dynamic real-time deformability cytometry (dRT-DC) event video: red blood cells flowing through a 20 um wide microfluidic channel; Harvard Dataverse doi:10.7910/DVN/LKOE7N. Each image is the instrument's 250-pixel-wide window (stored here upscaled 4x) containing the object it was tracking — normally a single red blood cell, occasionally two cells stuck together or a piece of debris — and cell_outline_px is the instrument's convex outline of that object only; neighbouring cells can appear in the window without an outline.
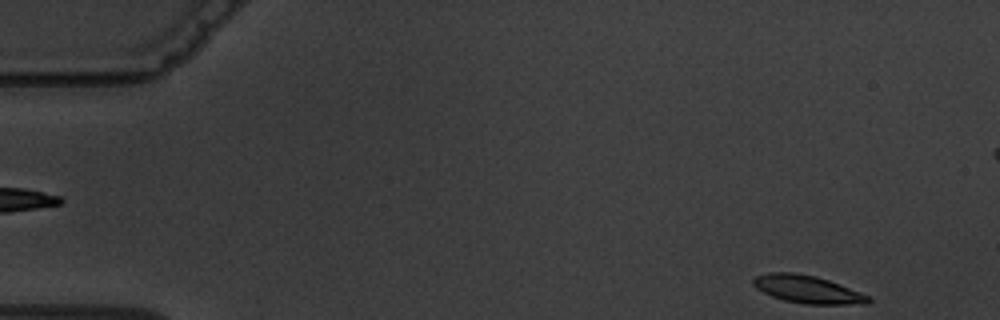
{"species": "common noctule bat (a hibernating species)", "species_latin": "Nyctalus noctula", "temperature_condition": "warm", "stored_images_in_passage": 6, "segment_of_instrument_passage": [2, 2], "camera_frame_rate_fps": 3000, "um_per_image_px": 0.085, "animal": {"sex": "male", "body_mass_g": 19.5, "forearm_length_mm": 54.6}, "frame": {"image": 1, "passage_image": 6, "time_ms": 5.667, "image_size_px": [1000, 320], "cell_outline_px": [[872, 300], [868, 304], [804, 304], [784, 300], [772, 296], [756, 288], [752, 284], [752, 280], [756, 276], [768, 272], [792, 272], [816, 276], [828, 280], [872, 296]], "centroid_in_image_um": [68.66, 24.59], "position_along_channel_um": 16.3, "area_um2": 18.67}}